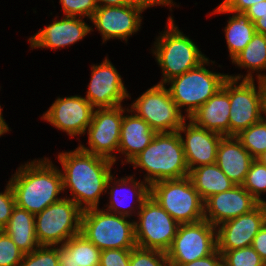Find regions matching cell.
Listing matches in <instances>:
<instances>
[{
    "label": "cell",
    "mask_w": 266,
    "mask_h": 266,
    "mask_svg": "<svg viewBox=\"0 0 266 266\" xmlns=\"http://www.w3.org/2000/svg\"><path fill=\"white\" fill-rule=\"evenodd\" d=\"M24 253L2 230L0 232V266H18Z\"/></svg>",
    "instance_id": "obj_35"
},
{
    "label": "cell",
    "mask_w": 266,
    "mask_h": 266,
    "mask_svg": "<svg viewBox=\"0 0 266 266\" xmlns=\"http://www.w3.org/2000/svg\"><path fill=\"white\" fill-rule=\"evenodd\" d=\"M242 146L256 159L266 150V118L251 125L235 136Z\"/></svg>",
    "instance_id": "obj_30"
},
{
    "label": "cell",
    "mask_w": 266,
    "mask_h": 266,
    "mask_svg": "<svg viewBox=\"0 0 266 266\" xmlns=\"http://www.w3.org/2000/svg\"><path fill=\"white\" fill-rule=\"evenodd\" d=\"M128 164L147 172L144 181L151 186L161 180L182 179L189 176L179 133H157L151 143Z\"/></svg>",
    "instance_id": "obj_3"
},
{
    "label": "cell",
    "mask_w": 266,
    "mask_h": 266,
    "mask_svg": "<svg viewBox=\"0 0 266 266\" xmlns=\"http://www.w3.org/2000/svg\"><path fill=\"white\" fill-rule=\"evenodd\" d=\"M148 7L139 2L125 6L98 7L90 19L102 35L103 43L110 39L125 40L141 28V14Z\"/></svg>",
    "instance_id": "obj_14"
},
{
    "label": "cell",
    "mask_w": 266,
    "mask_h": 266,
    "mask_svg": "<svg viewBox=\"0 0 266 266\" xmlns=\"http://www.w3.org/2000/svg\"><path fill=\"white\" fill-rule=\"evenodd\" d=\"M230 99L221 87L208 101L201 105L189 120L208 131L229 136Z\"/></svg>",
    "instance_id": "obj_23"
},
{
    "label": "cell",
    "mask_w": 266,
    "mask_h": 266,
    "mask_svg": "<svg viewBox=\"0 0 266 266\" xmlns=\"http://www.w3.org/2000/svg\"><path fill=\"white\" fill-rule=\"evenodd\" d=\"M94 109L90 102L80 95L58 97L41 119L74 138L86 134Z\"/></svg>",
    "instance_id": "obj_15"
},
{
    "label": "cell",
    "mask_w": 266,
    "mask_h": 266,
    "mask_svg": "<svg viewBox=\"0 0 266 266\" xmlns=\"http://www.w3.org/2000/svg\"><path fill=\"white\" fill-rule=\"evenodd\" d=\"M232 63L239 66L241 69H247L246 75H228L229 78L235 80H254L252 73L257 71V80L266 78V35L255 33L253 39L248 45L237 54L232 60ZM251 70V71H250ZM260 73V74H259Z\"/></svg>",
    "instance_id": "obj_26"
},
{
    "label": "cell",
    "mask_w": 266,
    "mask_h": 266,
    "mask_svg": "<svg viewBox=\"0 0 266 266\" xmlns=\"http://www.w3.org/2000/svg\"><path fill=\"white\" fill-rule=\"evenodd\" d=\"M253 160L235 136H224L221 139L216 164L235 185L243 184Z\"/></svg>",
    "instance_id": "obj_22"
},
{
    "label": "cell",
    "mask_w": 266,
    "mask_h": 266,
    "mask_svg": "<svg viewBox=\"0 0 266 266\" xmlns=\"http://www.w3.org/2000/svg\"><path fill=\"white\" fill-rule=\"evenodd\" d=\"M28 39L31 48L59 49L82 40L93 28L81 17L64 16Z\"/></svg>",
    "instance_id": "obj_20"
},
{
    "label": "cell",
    "mask_w": 266,
    "mask_h": 266,
    "mask_svg": "<svg viewBox=\"0 0 266 266\" xmlns=\"http://www.w3.org/2000/svg\"><path fill=\"white\" fill-rule=\"evenodd\" d=\"M129 266H169L167 254L159 250L131 249Z\"/></svg>",
    "instance_id": "obj_34"
},
{
    "label": "cell",
    "mask_w": 266,
    "mask_h": 266,
    "mask_svg": "<svg viewBox=\"0 0 266 266\" xmlns=\"http://www.w3.org/2000/svg\"><path fill=\"white\" fill-rule=\"evenodd\" d=\"M131 249H106L100 253V266H129Z\"/></svg>",
    "instance_id": "obj_37"
},
{
    "label": "cell",
    "mask_w": 266,
    "mask_h": 266,
    "mask_svg": "<svg viewBox=\"0 0 266 266\" xmlns=\"http://www.w3.org/2000/svg\"><path fill=\"white\" fill-rule=\"evenodd\" d=\"M135 2H139L142 3L144 5H146L148 8L152 7V6H160V5H169L170 6V10L172 11V5L174 6L175 2L173 3V0H133Z\"/></svg>",
    "instance_id": "obj_44"
},
{
    "label": "cell",
    "mask_w": 266,
    "mask_h": 266,
    "mask_svg": "<svg viewBox=\"0 0 266 266\" xmlns=\"http://www.w3.org/2000/svg\"><path fill=\"white\" fill-rule=\"evenodd\" d=\"M58 263L57 246H39L24 254L18 266H59Z\"/></svg>",
    "instance_id": "obj_33"
},
{
    "label": "cell",
    "mask_w": 266,
    "mask_h": 266,
    "mask_svg": "<svg viewBox=\"0 0 266 266\" xmlns=\"http://www.w3.org/2000/svg\"><path fill=\"white\" fill-rule=\"evenodd\" d=\"M259 202L242 185L211 195L204 201V219L213 226L234 219L254 209Z\"/></svg>",
    "instance_id": "obj_18"
},
{
    "label": "cell",
    "mask_w": 266,
    "mask_h": 266,
    "mask_svg": "<svg viewBox=\"0 0 266 266\" xmlns=\"http://www.w3.org/2000/svg\"><path fill=\"white\" fill-rule=\"evenodd\" d=\"M211 13H234L233 16L229 17V20L227 21L228 24L224 29L229 57L232 60L253 39V36L256 33L254 23L250 21L245 13L225 10L221 5H218Z\"/></svg>",
    "instance_id": "obj_28"
},
{
    "label": "cell",
    "mask_w": 266,
    "mask_h": 266,
    "mask_svg": "<svg viewBox=\"0 0 266 266\" xmlns=\"http://www.w3.org/2000/svg\"><path fill=\"white\" fill-rule=\"evenodd\" d=\"M255 31L257 33H261L263 35H266V13L261 15L260 19H257L254 22Z\"/></svg>",
    "instance_id": "obj_45"
},
{
    "label": "cell",
    "mask_w": 266,
    "mask_h": 266,
    "mask_svg": "<svg viewBox=\"0 0 266 266\" xmlns=\"http://www.w3.org/2000/svg\"><path fill=\"white\" fill-rule=\"evenodd\" d=\"M166 30L159 33L153 43L152 53L162 70V80L165 84L174 77L198 67L207 57L174 23L173 17H168ZM155 48V49H154Z\"/></svg>",
    "instance_id": "obj_4"
},
{
    "label": "cell",
    "mask_w": 266,
    "mask_h": 266,
    "mask_svg": "<svg viewBox=\"0 0 266 266\" xmlns=\"http://www.w3.org/2000/svg\"><path fill=\"white\" fill-rule=\"evenodd\" d=\"M256 159L260 161L262 164L266 165V150L263 153H261Z\"/></svg>",
    "instance_id": "obj_48"
},
{
    "label": "cell",
    "mask_w": 266,
    "mask_h": 266,
    "mask_svg": "<svg viewBox=\"0 0 266 266\" xmlns=\"http://www.w3.org/2000/svg\"><path fill=\"white\" fill-rule=\"evenodd\" d=\"M3 231L24 254L31 253L40 246L35 231V215L17 205Z\"/></svg>",
    "instance_id": "obj_27"
},
{
    "label": "cell",
    "mask_w": 266,
    "mask_h": 266,
    "mask_svg": "<svg viewBox=\"0 0 266 266\" xmlns=\"http://www.w3.org/2000/svg\"><path fill=\"white\" fill-rule=\"evenodd\" d=\"M244 13L249 17L250 21L254 23L257 19L261 18V15L266 13V0L255 3Z\"/></svg>",
    "instance_id": "obj_42"
},
{
    "label": "cell",
    "mask_w": 266,
    "mask_h": 266,
    "mask_svg": "<svg viewBox=\"0 0 266 266\" xmlns=\"http://www.w3.org/2000/svg\"><path fill=\"white\" fill-rule=\"evenodd\" d=\"M63 169V191L69 189L71 199L83 211L99 208L101 195L107 192L113 161L82 150L79 146L60 152L57 158Z\"/></svg>",
    "instance_id": "obj_1"
},
{
    "label": "cell",
    "mask_w": 266,
    "mask_h": 266,
    "mask_svg": "<svg viewBox=\"0 0 266 266\" xmlns=\"http://www.w3.org/2000/svg\"><path fill=\"white\" fill-rule=\"evenodd\" d=\"M101 250L81 233L57 246L59 266H100Z\"/></svg>",
    "instance_id": "obj_25"
},
{
    "label": "cell",
    "mask_w": 266,
    "mask_h": 266,
    "mask_svg": "<svg viewBox=\"0 0 266 266\" xmlns=\"http://www.w3.org/2000/svg\"><path fill=\"white\" fill-rule=\"evenodd\" d=\"M83 210L64 197L35 215V231L40 246H60L81 232Z\"/></svg>",
    "instance_id": "obj_8"
},
{
    "label": "cell",
    "mask_w": 266,
    "mask_h": 266,
    "mask_svg": "<svg viewBox=\"0 0 266 266\" xmlns=\"http://www.w3.org/2000/svg\"><path fill=\"white\" fill-rule=\"evenodd\" d=\"M262 91L263 117L266 118V78L259 80Z\"/></svg>",
    "instance_id": "obj_46"
},
{
    "label": "cell",
    "mask_w": 266,
    "mask_h": 266,
    "mask_svg": "<svg viewBox=\"0 0 266 266\" xmlns=\"http://www.w3.org/2000/svg\"><path fill=\"white\" fill-rule=\"evenodd\" d=\"M64 16L92 18L98 6L95 0H59Z\"/></svg>",
    "instance_id": "obj_36"
},
{
    "label": "cell",
    "mask_w": 266,
    "mask_h": 266,
    "mask_svg": "<svg viewBox=\"0 0 266 266\" xmlns=\"http://www.w3.org/2000/svg\"><path fill=\"white\" fill-rule=\"evenodd\" d=\"M216 250V227L203 219L195 223L179 224L166 254L169 266H178L209 256Z\"/></svg>",
    "instance_id": "obj_11"
},
{
    "label": "cell",
    "mask_w": 266,
    "mask_h": 266,
    "mask_svg": "<svg viewBox=\"0 0 266 266\" xmlns=\"http://www.w3.org/2000/svg\"><path fill=\"white\" fill-rule=\"evenodd\" d=\"M186 122L187 120L177 132L182 141L189 171L199 166L216 163L218 146L224 136L196 126L190 120L189 123ZM182 133L185 134V139Z\"/></svg>",
    "instance_id": "obj_19"
},
{
    "label": "cell",
    "mask_w": 266,
    "mask_h": 266,
    "mask_svg": "<svg viewBox=\"0 0 266 266\" xmlns=\"http://www.w3.org/2000/svg\"><path fill=\"white\" fill-rule=\"evenodd\" d=\"M188 177L203 201L235 186L216 163L193 168Z\"/></svg>",
    "instance_id": "obj_29"
},
{
    "label": "cell",
    "mask_w": 266,
    "mask_h": 266,
    "mask_svg": "<svg viewBox=\"0 0 266 266\" xmlns=\"http://www.w3.org/2000/svg\"><path fill=\"white\" fill-rule=\"evenodd\" d=\"M98 7L105 6H125L127 4H132L133 0H95Z\"/></svg>",
    "instance_id": "obj_43"
},
{
    "label": "cell",
    "mask_w": 266,
    "mask_h": 266,
    "mask_svg": "<svg viewBox=\"0 0 266 266\" xmlns=\"http://www.w3.org/2000/svg\"><path fill=\"white\" fill-rule=\"evenodd\" d=\"M126 188H128V190ZM106 189L110 190L108 192V195H110V200L108 202L109 205L106 204L105 208L107 209L105 210L120 216L128 217L129 219L131 218L132 213L135 215L138 214V211L142 207V204L150 196V186L144 180H141V182L139 180L137 181V179L135 180L132 175H128L127 177L125 176L122 178L120 177V179L116 180V178L112 174L107 181ZM124 190H127L129 193H127V191H125V193ZM131 198L134 199V203L131 202L133 204L131 206L133 207L128 204L130 203L129 199ZM135 203L137 205L134 207ZM136 209L137 213H135Z\"/></svg>",
    "instance_id": "obj_21"
},
{
    "label": "cell",
    "mask_w": 266,
    "mask_h": 266,
    "mask_svg": "<svg viewBox=\"0 0 266 266\" xmlns=\"http://www.w3.org/2000/svg\"><path fill=\"white\" fill-rule=\"evenodd\" d=\"M8 124L5 122L3 115H2V107L0 105V137L3 136L5 133L9 132Z\"/></svg>",
    "instance_id": "obj_47"
},
{
    "label": "cell",
    "mask_w": 266,
    "mask_h": 266,
    "mask_svg": "<svg viewBox=\"0 0 266 266\" xmlns=\"http://www.w3.org/2000/svg\"><path fill=\"white\" fill-rule=\"evenodd\" d=\"M252 247L266 264V222L255 235Z\"/></svg>",
    "instance_id": "obj_41"
},
{
    "label": "cell",
    "mask_w": 266,
    "mask_h": 266,
    "mask_svg": "<svg viewBox=\"0 0 266 266\" xmlns=\"http://www.w3.org/2000/svg\"><path fill=\"white\" fill-rule=\"evenodd\" d=\"M91 68V81L85 98L95 109L122 105L123 100L130 97L121 75L108 57Z\"/></svg>",
    "instance_id": "obj_16"
},
{
    "label": "cell",
    "mask_w": 266,
    "mask_h": 266,
    "mask_svg": "<svg viewBox=\"0 0 266 266\" xmlns=\"http://www.w3.org/2000/svg\"><path fill=\"white\" fill-rule=\"evenodd\" d=\"M210 59H206L198 67L174 77L168 82L167 88L171 98L181 110L186 111L189 118L201 105L205 104L223 85L228 74L216 73L205 67Z\"/></svg>",
    "instance_id": "obj_6"
},
{
    "label": "cell",
    "mask_w": 266,
    "mask_h": 266,
    "mask_svg": "<svg viewBox=\"0 0 266 266\" xmlns=\"http://www.w3.org/2000/svg\"><path fill=\"white\" fill-rule=\"evenodd\" d=\"M126 113L131 114L123 115L118 152L124 155L127 164L151 143L157 132L129 108Z\"/></svg>",
    "instance_id": "obj_24"
},
{
    "label": "cell",
    "mask_w": 266,
    "mask_h": 266,
    "mask_svg": "<svg viewBox=\"0 0 266 266\" xmlns=\"http://www.w3.org/2000/svg\"><path fill=\"white\" fill-rule=\"evenodd\" d=\"M254 81L228 77L222 85L230 99L229 136L238 135L263 118L262 91L259 80L258 89Z\"/></svg>",
    "instance_id": "obj_12"
},
{
    "label": "cell",
    "mask_w": 266,
    "mask_h": 266,
    "mask_svg": "<svg viewBox=\"0 0 266 266\" xmlns=\"http://www.w3.org/2000/svg\"><path fill=\"white\" fill-rule=\"evenodd\" d=\"M136 216V246L166 253L175 238L179 224L151 196L144 201Z\"/></svg>",
    "instance_id": "obj_10"
},
{
    "label": "cell",
    "mask_w": 266,
    "mask_h": 266,
    "mask_svg": "<svg viewBox=\"0 0 266 266\" xmlns=\"http://www.w3.org/2000/svg\"><path fill=\"white\" fill-rule=\"evenodd\" d=\"M128 110L122 105L112 108L94 109L92 121L87 128L88 134L86 147L80 144L79 147L89 153L107 158L114 163L117 161L116 153L120 144V130L123 114Z\"/></svg>",
    "instance_id": "obj_13"
},
{
    "label": "cell",
    "mask_w": 266,
    "mask_h": 266,
    "mask_svg": "<svg viewBox=\"0 0 266 266\" xmlns=\"http://www.w3.org/2000/svg\"><path fill=\"white\" fill-rule=\"evenodd\" d=\"M265 222V210L259 203L250 212L218 225L217 250L226 252L252 246L255 235Z\"/></svg>",
    "instance_id": "obj_17"
},
{
    "label": "cell",
    "mask_w": 266,
    "mask_h": 266,
    "mask_svg": "<svg viewBox=\"0 0 266 266\" xmlns=\"http://www.w3.org/2000/svg\"><path fill=\"white\" fill-rule=\"evenodd\" d=\"M15 206V195L11 183L8 181L4 192H0V227L2 230L8 224Z\"/></svg>",
    "instance_id": "obj_38"
},
{
    "label": "cell",
    "mask_w": 266,
    "mask_h": 266,
    "mask_svg": "<svg viewBox=\"0 0 266 266\" xmlns=\"http://www.w3.org/2000/svg\"><path fill=\"white\" fill-rule=\"evenodd\" d=\"M220 253L223 266H266L252 246Z\"/></svg>",
    "instance_id": "obj_32"
},
{
    "label": "cell",
    "mask_w": 266,
    "mask_h": 266,
    "mask_svg": "<svg viewBox=\"0 0 266 266\" xmlns=\"http://www.w3.org/2000/svg\"><path fill=\"white\" fill-rule=\"evenodd\" d=\"M261 1L263 0H223V2L220 5L225 10L244 13L252 5Z\"/></svg>",
    "instance_id": "obj_39"
},
{
    "label": "cell",
    "mask_w": 266,
    "mask_h": 266,
    "mask_svg": "<svg viewBox=\"0 0 266 266\" xmlns=\"http://www.w3.org/2000/svg\"><path fill=\"white\" fill-rule=\"evenodd\" d=\"M262 205H263L264 210H265V220H266V201L265 200L262 202Z\"/></svg>",
    "instance_id": "obj_49"
},
{
    "label": "cell",
    "mask_w": 266,
    "mask_h": 266,
    "mask_svg": "<svg viewBox=\"0 0 266 266\" xmlns=\"http://www.w3.org/2000/svg\"><path fill=\"white\" fill-rule=\"evenodd\" d=\"M150 196L178 224L195 223L204 219V201L189 177L155 182L150 186Z\"/></svg>",
    "instance_id": "obj_7"
},
{
    "label": "cell",
    "mask_w": 266,
    "mask_h": 266,
    "mask_svg": "<svg viewBox=\"0 0 266 266\" xmlns=\"http://www.w3.org/2000/svg\"><path fill=\"white\" fill-rule=\"evenodd\" d=\"M105 209L92 208L82 212L81 234L101 251L136 247L134 220Z\"/></svg>",
    "instance_id": "obj_5"
},
{
    "label": "cell",
    "mask_w": 266,
    "mask_h": 266,
    "mask_svg": "<svg viewBox=\"0 0 266 266\" xmlns=\"http://www.w3.org/2000/svg\"><path fill=\"white\" fill-rule=\"evenodd\" d=\"M16 205L36 215L64 197L63 178L49 158L26 162L10 178Z\"/></svg>",
    "instance_id": "obj_2"
},
{
    "label": "cell",
    "mask_w": 266,
    "mask_h": 266,
    "mask_svg": "<svg viewBox=\"0 0 266 266\" xmlns=\"http://www.w3.org/2000/svg\"><path fill=\"white\" fill-rule=\"evenodd\" d=\"M157 133L176 132L188 120L171 98L165 84H156L140 95L129 109Z\"/></svg>",
    "instance_id": "obj_9"
},
{
    "label": "cell",
    "mask_w": 266,
    "mask_h": 266,
    "mask_svg": "<svg viewBox=\"0 0 266 266\" xmlns=\"http://www.w3.org/2000/svg\"><path fill=\"white\" fill-rule=\"evenodd\" d=\"M242 186L259 203H262L264 199L261 198V194L266 193V165L262 164L257 159H254Z\"/></svg>",
    "instance_id": "obj_31"
},
{
    "label": "cell",
    "mask_w": 266,
    "mask_h": 266,
    "mask_svg": "<svg viewBox=\"0 0 266 266\" xmlns=\"http://www.w3.org/2000/svg\"><path fill=\"white\" fill-rule=\"evenodd\" d=\"M178 266H223L222 254L216 250L213 254L194 260L193 262L180 264Z\"/></svg>",
    "instance_id": "obj_40"
}]
</instances>
